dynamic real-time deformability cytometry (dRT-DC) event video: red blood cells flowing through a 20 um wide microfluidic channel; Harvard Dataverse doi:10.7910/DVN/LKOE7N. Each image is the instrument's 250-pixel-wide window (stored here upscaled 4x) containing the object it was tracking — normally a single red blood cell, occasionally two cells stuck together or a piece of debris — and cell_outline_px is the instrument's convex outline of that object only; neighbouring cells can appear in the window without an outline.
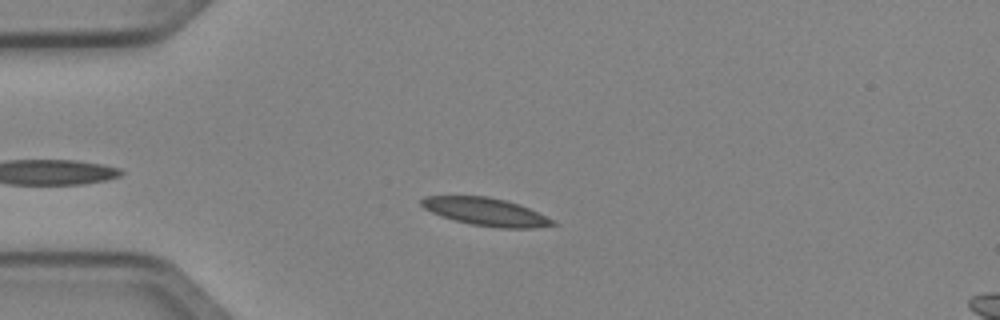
{"species": "Egyptian fruit bat (a non-hibernating species)", "species_latin": "Rousettus aegyptiacus", "temperature_condition": "cold", "stored_images_in_passage": 42, "camera_frame_rate_fps": 3000, "um_per_image_px": 0.085, "animal": {"sex": "female"}, "frame": {"image": 1, "passage_image": 8, "time_ms": 2.333, "image_size_px": [1000, 320], "cell_outline_px": [[560, 224], [532, 228], [500, 228], [472, 224], [456, 220], [432, 212], [424, 208], [420, 204], [420, 200], [424, 196], [488, 196], [520, 204], [556, 220]], "centroid_in_image_um": [41.36, 18.0], "position_along_channel_um": 43.6, "area_um2": 21.21}}
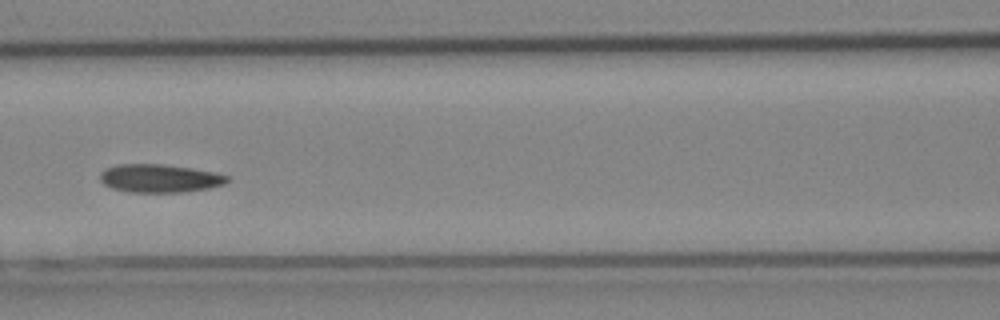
{"frame": {"image": 2, "passage_image": 18, "time_ms": 5.667, "image_size_px": [1000, 320], "cell_outline_px": [[228, 180], [224, 184], [208, 188], [184, 192], [128, 192], [112, 188], [104, 184], [100, 180], [100, 172], [116, 164], [160, 164], [192, 168], [212, 172], [228, 176]], "centroid_in_image_um": [13.53, 15.16], "position_along_channel_um": 153.1, "area_um2": 20.75}}
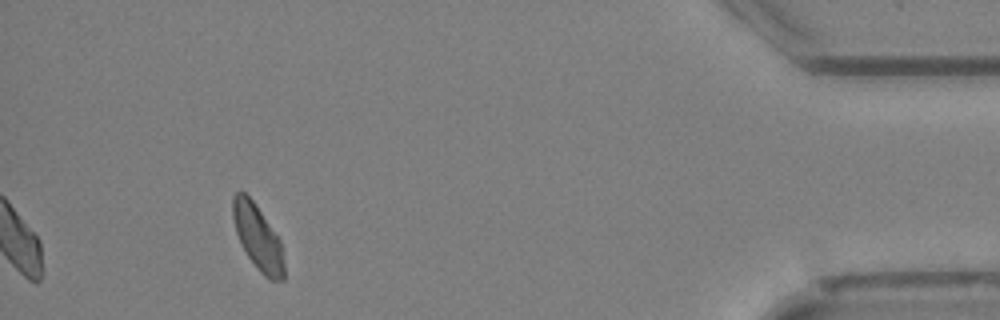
{"frame": {"image": 3, "passage_image": 42, "time_ms": 13.667, "image_size_px": [1000, 320], "cell_outline_px": [[284, 280], [268, 280], [260, 272], [248, 256], [236, 232], [232, 216], [232, 196], [236, 192], [244, 192], [252, 200], [280, 240], [284, 264]], "centroid_in_image_um": [21.9, 20.19], "position_along_channel_um": 413.3, "area_um2": 19.02}, "authors_computed_cell_mechanics": {"area_um2": 20.2589, "velocity_mm_per_s": 3.9875, "shape_relaxation_time_tau1_ms": 5.599, "shape_relaxation_time_tau2_ms": 6.0431, "deformation_change_tau1": 0.1213, "deformation_change_tau2": 0.12}}